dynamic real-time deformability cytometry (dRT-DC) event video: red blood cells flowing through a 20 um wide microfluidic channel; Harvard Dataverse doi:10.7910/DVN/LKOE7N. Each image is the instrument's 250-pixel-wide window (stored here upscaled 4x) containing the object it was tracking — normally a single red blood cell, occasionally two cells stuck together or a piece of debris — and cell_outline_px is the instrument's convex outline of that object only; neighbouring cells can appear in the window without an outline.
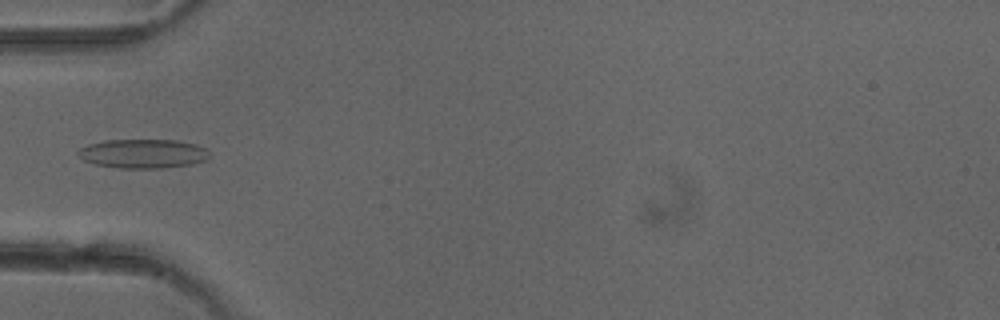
{"species": "common noctule bat (a hibernating species)", "species_latin": "Nyctalus noctula", "temperature_condition": "cold", "stored_images_in_passage": 4, "camera_frame_rate_fps": 3000, "um_per_image_px": 0.085, "animal": {"sex": "female"}, "frame": {"image": 1, "passage_image": 4, "time_ms": 3.333, "image_size_px": [1000, 320], "cell_outline_px": [[212, 156], [204, 160], [192, 164], [164, 168], [120, 168], [96, 164], [84, 160], [76, 152], [80, 148], [88, 144], [104, 140], [176, 140], [196, 144], [208, 148]], "centroid_in_image_um": [12.21, 13.05], "position_along_channel_um": 72.8, "area_um2": 22.43}}